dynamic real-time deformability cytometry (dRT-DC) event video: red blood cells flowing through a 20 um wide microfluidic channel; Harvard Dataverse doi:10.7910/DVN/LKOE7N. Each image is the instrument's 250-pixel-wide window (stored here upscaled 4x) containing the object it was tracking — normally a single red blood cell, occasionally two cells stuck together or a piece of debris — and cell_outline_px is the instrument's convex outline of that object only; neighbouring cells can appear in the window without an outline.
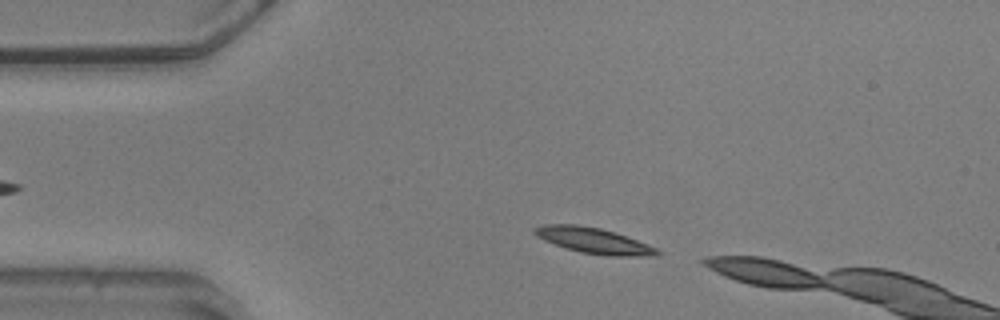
{"species": "common noctule bat (a hibernating species)", "species_latin": "Nyctalus noctula", "temperature_condition": "warm", "stored_images_in_passage": 6, "camera_frame_rate_fps": 3000, "um_per_image_px": 0.085, "animal": {"sex": "male", "body_mass_g": 20.5, "forearm_length_mm": 52.5}, "frame": {"image": 1, "passage_image": 2, "time_ms": 0.333, "image_size_px": [1000, 320], "cell_outline_px": [[660, 252], [648, 256], [612, 256], [580, 252], [544, 240], [536, 236], [532, 232], [532, 228], [544, 224], [576, 224], [600, 228], [648, 244], [656, 248]], "centroid_in_image_um": [50.39, 20.43], "position_along_channel_um": 34.6, "area_um2": 17.98}}